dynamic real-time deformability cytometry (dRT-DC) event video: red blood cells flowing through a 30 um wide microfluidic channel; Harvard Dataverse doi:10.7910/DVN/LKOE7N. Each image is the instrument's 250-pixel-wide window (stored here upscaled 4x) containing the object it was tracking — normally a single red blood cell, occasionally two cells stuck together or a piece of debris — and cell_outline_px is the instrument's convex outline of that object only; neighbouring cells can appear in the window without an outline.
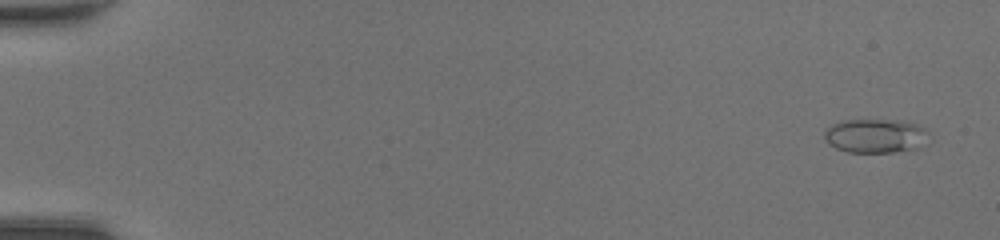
{"species": "common noctule bat (a hibernating species)", "species_latin": "Nyctalus noctula", "temperature_condition": "room temperature", "stored_images_in_passage": 49, "camera_frame_rate_fps": 3000, "um_per_image_px": 0.085, "animal": {"sex": "female", "body_mass_g": 20.0, "forearm_length_mm": 54.0}, "frame": {"image": 1, "passage_image": 3, "time_ms": 0.667, "image_size_px": [1000, 240], "cell_outline_px": [[928, 132], [916, 148], [892, 152], [848, 152], [836, 148], [828, 144], [824, 136], [824, 132], [832, 124], [844, 120], [896, 120], [916, 124], [924, 128]], "centroid_in_image_um": [74.33, 11.54], "position_along_channel_um": 10.7, "area_um2": 20.23}}
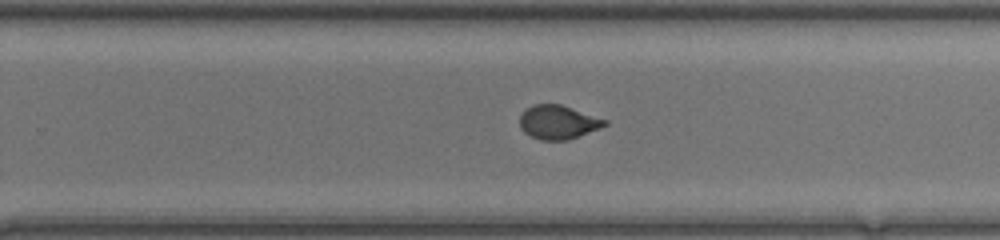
{"frame": {"image": 2, "passage_image": 33, "time_ms": 10.667, "image_size_px": [1000, 240], "cell_outline_px": [[608, 124], [600, 128], [568, 140], [540, 140], [524, 132], [520, 128], [520, 116], [532, 104], [560, 104], [608, 120]], "centroid_in_image_um": [47.45, 10.39], "position_along_channel_um": 282.4, "area_um2": 16.65}}
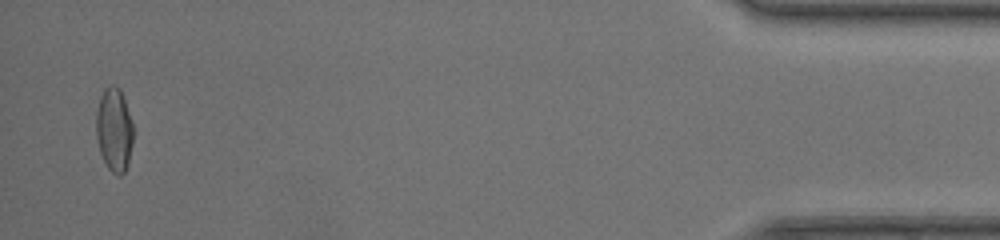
{"frame": {"image": 3, "passage_image": 48, "time_ms": 15.667, "image_size_px": [1000, 240], "cell_outline_px": [[132, 144], [128, 164], [124, 172], [120, 176], [116, 176], [108, 168], [100, 152], [96, 136], [96, 112], [100, 96], [104, 88], [112, 84], [120, 88], [132, 124]], "centroid_in_image_um": [9.68, 11.03], "position_along_channel_um": 425.5, "area_um2": 17.98}}